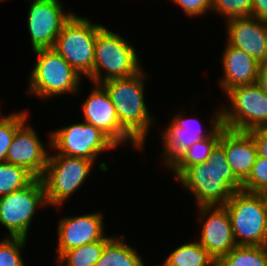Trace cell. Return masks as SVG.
Returning a JSON list of instances; mask_svg holds the SVG:
<instances>
[{
	"mask_svg": "<svg viewBox=\"0 0 267 266\" xmlns=\"http://www.w3.org/2000/svg\"><path fill=\"white\" fill-rule=\"evenodd\" d=\"M94 85L95 88L81 106L84 121L99 129L116 146L130 140L134 149L141 151L144 147L120 124L107 91L100 84Z\"/></svg>",
	"mask_w": 267,
	"mask_h": 266,
	"instance_id": "7c38bea8",
	"label": "cell"
},
{
	"mask_svg": "<svg viewBox=\"0 0 267 266\" xmlns=\"http://www.w3.org/2000/svg\"><path fill=\"white\" fill-rule=\"evenodd\" d=\"M140 62L128 40L103 26L97 32L90 80L94 84H101L109 79L135 76L144 69ZM101 71H104V75Z\"/></svg>",
	"mask_w": 267,
	"mask_h": 266,
	"instance_id": "3957f363",
	"label": "cell"
},
{
	"mask_svg": "<svg viewBox=\"0 0 267 266\" xmlns=\"http://www.w3.org/2000/svg\"><path fill=\"white\" fill-rule=\"evenodd\" d=\"M253 0H212V11L227 20L235 17L252 16Z\"/></svg>",
	"mask_w": 267,
	"mask_h": 266,
	"instance_id": "f1b7e54d",
	"label": "cell"
},
{
	"mask_svg": "<svg viewBox=\"0 0 267 266\" xmlns=\"http://www.w3.org/2000/svg\"><path fill=\"white\" fill-rule=\"evenodd\" d=\"M219 145L224 149L233 173L243 183L250 175L257 157L252 136L248 132L225 129Z\"/></svg>",
	"mask_w": 267,
	"mask_h": 266,
	"instance_id": "ac0fdd59",
	"label": "cell"
},
{
	"mask_svg": "<svg viewBox=\"0 0 267 266\" xmlns=\"http://www.w3.org/2000/svg\"><path fill=\"white\" fill-rule=\"evenodd\" d=\"M177 180L193 194L197 207L224 205L236 191L242 190V182L219 144L206 162L190 166Z\"/></svg>",
	"mask_w": 267,
	"mask_h": 266,
	"instance_id": "6da1fadb",
	"label": "cell"
},
{
	"mask_svg": "<svg viewBox=\"0 0 267 266\" xmlns=\"http://www.w3.org/2000/svg\"><path fill=\"white\" fill-rule=\"evenodd\" d=\"M242 191L267 194V159L256 157L250 175L242 183Z\"/></svg>",
	"mask_w": 267,
	"mask_h": 266,
	"instance_id": "83f0119b",
	"label": "cell"
},
{
	"mask_svg": "<svg viewBox=\"0 0 267 266\" xmlns=\"http://www.w3.org/2000/svg\"><path fill=\"white\" fill-rule=\"evenodd\" d=\"M49 143L55 154L95 161L97 155L117 146L99 129L86 123L71 124L50 132Z\"/></svg>",
	"mask_w": 267,
	"mask_h": 266,
	"instance_id": "30bf717a",
	"label": "cell"
},
{
	"mask_svg": "<svg viewBox=\"0 0 267 266\" xmlns=\"http://www.w3.org/2000/svg\"><path fill=\"white\" fill-rule=\"evenodd\" d=\"M226 128L221 125L210 137L193 144L169 167L178 179L190 166L206 162L220 142L221 133Z\"/></svg>",
	"mask_w": 267,
	"mask_h": 266,
	"instance_id": "ffe728a7",
	"label": "cell"
},
{
	"mask_svg": "<svg viewBox=\"0 0 267 266\" xmlns=\"http://www.w3.org/2000/svg\"><path fill=\"white\" fill-rule=\"evenodd\" d=\"M210 120L213 124L211 129H208L209 132H202L203 128L195 118H183L180 114L172 118L170 125L165 128L161 136L164 145L163 163L166 167L169 168L183 152L196 142L210 137L222 125L221 110L215 112V116L213 115Z\"/></svg>",
	"mask_w": 267,
	"mask_h": 266,
	"instance_id": "4fadbf2b",
	"label": "cell"
},
{
	"mask_svg": "<svg viewBox=\"0 0 267 266\" xmlns=\"http://www.w3.org/2000/svg\"><path fill=\"white\" fill-rule=\"evenodd\" d=\"M248 133L255 142L257 156L267 159V128H256Z\"/></svg>",
	"mask_w": 267,
	"mask_h": 266,
	"instance_id": "4dcf8cb0",
	"label": "cell"
},
{
	"mask_svg": "<svg viewBox=\"0 0 267 266\" xmlns=\"http://www.w3.org/2000/svg\"><path fill=\"white\" fill-rule=\"evenodd\" d=\"M95 161L61 154H49L41 180L47 206H61L84 183Z\"/></svg>",
	"mask_w": 267,
	"mask_h": 266,
	"instance_id": "52a82bcc",
	"label": "cell"
},
{
	"mask_svg": "<svg viewBox=\"0 0 267 266\" xmlns=\"http://www.w3.org/2000/svg\"><path fill=\"white\" fill-rule=\"evenodd\" d=\"M198 209L199 220H203L198 242L218 261L237 245L230 217L224 205L198 206Z\"/></svg>",
	"mask_w": 267,
	"mask_h": 266,
	"instance_id": "5bb4252c",
	"label": "cell"
},
{
	"mask_svg": "<svg viewBox=\"0 0 267 266\" xmlns=\"http://www.w3.org/2000/svg\"><path fill=\"white\" fill-rule=\"evenodd\" d=\"M95 266H145L136 249L124 242V236L111 237Z\"/></svg>",
	"mask_w": 267,
	"mask_h": 266,
	"instance_id": "44dd1931",
	"label": "cell"
},
{
	"mask_svg": "<svg viewBox=\"0 0 267 266\" xmlns=\"http://www.w3.org/2000/svg\"><path fill=\"white\" fill-rule=\"evenodd\" d=\"M26 124L25 121L16 130L6 154V162L23 167L35 178L41 179L49 155L37 132Z\"/></svg>",
	"mask_w": 267,
	"mask_h": 266,
	"instance_id": "9a60e30c",
	"label": "cell"
},
{
	"mask_svg": "<svg viewBox=\"0 0 267 266\" xmlns=\"http://www.w3.org/2000/svg\"><path fill=\"white\" fill-rule=\"evenodd\" d=\"M103 225L101 212L60 218L57 259L65 251L105 239L107 236H104Z\"/></svg>",
	"mask_w": 267,
	"mask_h": 266,
	"instance_id": "2e32d148",
	"label": "cell"
},
{
	"mask_svg": "<svg viewBox=\"0 0 267 266\" xmlns=\"http://www.w3.org/2000/svg\"><path fill=\"white\" fill-rule=\"evenodd\" d=\"M252 16L267 22V0H253Z\"/></svg>",
	"mask_w": 267,
	"mask_h": 266,
	"instance_id": "1f68e13d",
	"label": "cell"
},
{
	"mask_svg": "<svg viewBox=\"0 0 267 266\" xmlns=\"http://www.w3.org/2000/svg\"><path fill=\"white\" fill-rule=\"evenodd\" d=\"M25 238L8 237L0 241V266H26L21 249L26 248Z\"/></svg>",
	"mask_w": 267,
	"mask_h": 266,
	"instance_id": "4316f807",
	"label": "cell"
},
{
	"mask_svg": "<svg viewBox=\"0 0 267 266\" xmlns=\"http://www.w3.org/2000/svg\"><path fill=\"white\" fill-rule=\"evenodd\" d=\"M46 206L45 188L35 178L22 189L0 197V223L10 233L9 237L27 239L31 221L38 206Z\"/></svg>",
	"mask_w": 267,
	"mask_h": 266,
	"instance_id": "9c48e42d",
	"label": "cell"
},
{
	"mask_svg": "<svg viewBox=\"0 0 267 266\" xmlns=\"http://www.w3.org/2000/svg\"><path fill=\"white\" fill-rule=\"evenodd\" d=\"M27 111L0 115V163L6 162V154L16 130L28 119Z\"/></svg>",
	"mask_w": 267,
	"mask_h": 266,
	"instance_id": "484cf974",
	"label": "cell"
},
{
	"mask_svg": "<svg viewBox=\"0 0 267 266\" xmlns=\"http://www.w3.org/2000/svg\"><path fill=\"white\" fill-rule=\"evenodd\" d=\"M102 27L101 24H92L88 18L73 14L56 38L53 48L80 76H92L95 41Z\"/></svg>",
	"mask_w": 267,
	"mask_h": 266,
	"instance_id": "8992f818",
	"label": "cell"
},
{
	"mask_svg": "<svg viewBox=\"0 0 267 266\" xmlns=\"http://www.w3.org/2000/svg\"><path fill=\"white\" fill-rule=\"evenodd\" d=\"M218 262L222 266H267V246L236 245Z\"/></svg>",
	"mask_w": 267,
	"mask_h": 266,
	"instance_id": "603a6c76",
	"label": "cell"
},
{
	"mask_svg": "<svg viewBox=\"0 0 267 266\" xmlns=\"http://www.w3.org/2000/svg\"><path fill=\"white\" fill-rule=\"evenodd\" d=\"M215 258L199 244L188 242L169 254L162 266H211Z\"/></svg>",
	"mask_w": 267,
	"mask_h": 266,
	"instance_id": "7402d4cb",
	"label": "cell"
},
{
	"mask_svg": "<svg viewBox=\"0 0 267 266\" xmlns=\"http://www.w3.org/2000/svg\"><path fill=\"white\" fill-rule=\"evenodd\" d=\"M257 84L267 94V61L259 64Z\"/></svg>",
	"mask_w": 267,
	"mask_h": 266,
	"instance_id": "d6a6232c",
	"label": "cell"
},
{
	"mask_svg": "<svg viewBox=\"0 0 267 266\" xmlns=\"http://www.w3.org/2000/svg\"><path fill=\"white\" fill-rule=\"evenodd\" d=\"M224 206L237 245L267 246V194L236 191Z\"/></svg>",
	"mask_w": 267,
	"mask_h": 266,
	"instance_id": "277c9868",
	"label": "cell"
},
{
	"mask_svg": "<svg viewBox=\"0 0 267 266\" xmlns=\"http://www.w3.org/2000/svg\"><path fill=\"white\" fill-rule=\"evenodd\" d=\"M33 52L38 55V59L29 75L28 94L45 100L52 96L79 92L81 76L54 48Z\"/></svg>",
	"mask_w": 267,
	"mask_h": 266,
	"instance_id": "5b68a950",
	"label": "cell"
},
{
	"mask_svg": "<svg viewBox=\"0 0 267 266\" xmlns=\"http://www.w3.org/2000/svg\"><path fill=\"white\" fill-rule=\"evenodd\" d=\"M225 94L230 101V109L221 108L226 129L248 132L267 128V94L257 83L233 87Z\"/></svg>",
	"mask_w": 267,
	"mask_h": 266,
	"instance_id": "ba28073f",
	"label": "cell"
},
{
	"mask_svg": "<svg viewBox=\"0 0 267 266\" xmlns=\"http://www.w3.org/2000/svg\"><path fill=\"white\" fill-rule=\"evenodd\" d=\"M34 179L23 167L8 162L0 163V197L24 188Z\"/></svg>",
	"mask_w": 267,
	"mask_h": 266,
	"instance_id": "d4e9b609",
	"label": "cell"
},
{
	"mask_svg": "<svg viewBox=\"0 0 267 266\" xmlns=\"http://www.w3.org/2000/svg\"><path fill=\"white\" fill-rule=\"evenodd\" d=\"M31 5L27 26L33 51L53 48L63 25L72 17L60 0H28Z\"/></svg>",
	"mask_w": 267,
	"mask_h": 266,
	"instance_id": "8fae6325",
	"label": "cell"
},
{
	"mask_svg": "<svg viewBox=\"0 0 267 266\" xmlns=\"http://www.w3.org/2000/svg\"><path fill=\"white\" fill-rule=\"evenodd\" d=\"M229 45L243 50L258 63L267 61V22L253 16L226 20Z\"/></svg>",
	"mask_w": 267,
	"mask_h": 266,
	"instance_id": "e0dca14e",
	"label": "cell"
},
{
	"mask_svg": "<svg viewBox=\"0 0 267 266\" xmlns=\"http://www.w3.org/2000/svg\"><path fill=\"white\" fill-rule=\"evenodd\" d=\"M211 266H222V265L218 261H216Z\"/></svg>",
	"mask_w": 267,
	"mask_h": 266,
	"instance_id": "836d02e7",
	"label": "cell"
},
{
	"mask_svg": "<svg viewBox=\"0 0 267 266\" xmlns=\"http://www.w3.org/2000/svg\"><path fill=\"white\" fill-rule=\"evenodd\" d=\"M111 237H106L101 241L85 244L65 251L58 259V263L66 262V266H95L100 259L105 243Z\"/></svg>",
	"mask_w": 267,
	"mask_h": 266,
	"instance_id": "cb8c5ba5",
	"label": "cell"
},
{
	"mask_svg": "<svg viewBox=\"0 0 267 266\" xmlns=\"http://www.w3.org/2000/svg\"><path fill=\"white\" fill-rule=\"evenodd\" d=\"M178 4L188 16L197 17L211 10L212 0H172Z\"/></svg>",
	"mask_w": 267,
	"mask_h": 266,
	"instance_id": "f546056e",
	"label": "cell"
},
{
	"mask_svg": "<svg viewBox=\"0 0 267 266\" xmlns=\"http://www.w3.org/2000/svg\"><path fill=\"white\" fill-rule=\"evenodd\" d=\"M144 70L126 78L109 79L100 85L114 104L120 124L144 147L146 136L153 124L144 97Z\"/></svg>",
	"mask_w": 267,
	"mask_h": 266,
	"instance_id": "7a4b0ae2",
	"label": "cell"
},
{
	"mask_svg": "<svg viewBox=\"0 0 267 266\" xmlns=\"http://www.w3.org/2000/svg\"><path fill=\"white\" fill-rule=\"evenodd\" d=\"M221 60L224 74L219 84L225 93L236 86L257 83L260 63L243 50L226 44Z\"/></svg>",
	"mask_w": 267,
	"mask_h": 266,
	"instance_id": "d6986e66",
	"label": "cell"
}]
</instances>
